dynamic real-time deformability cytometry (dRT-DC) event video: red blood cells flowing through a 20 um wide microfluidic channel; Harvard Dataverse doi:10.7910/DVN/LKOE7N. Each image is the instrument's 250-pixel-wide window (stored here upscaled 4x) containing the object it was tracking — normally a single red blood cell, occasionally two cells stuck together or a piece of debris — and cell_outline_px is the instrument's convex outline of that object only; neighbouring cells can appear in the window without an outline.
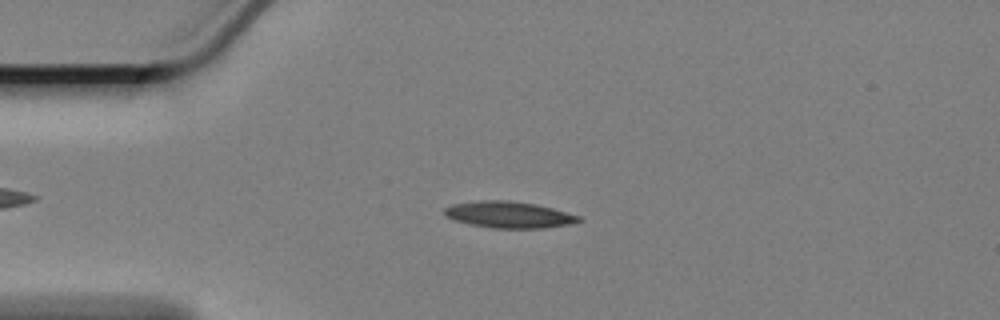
{"species": "Egyptian fruit bat (a non-hibernating species)", "species_latin": "Rousettus aegyptiacus", "temperature_condition": "cold", "stored_images_in_passage": 53, "camera_frame_rate_fps": 3000, "um_per_image_px": 0.085, "animal": {"sex": "female"}, "frame": {"image": 1, "passage_image": 13, "time_ms": 4.0, "image_size_px": [1000, 320], "cell_outline_px": [[584, 220], [568, 224], [544, 228], [492, 228], [468, 224], [452, 220], [444, 216], [444, 208], [452, 204], [480, 200], [508, 200], [536, 204], [552, 208], [580, 216]], "centroid_in_image_um": [43.21, 18.25], "position_along_channel_um": 41.8, "area_um2": 20.87}}
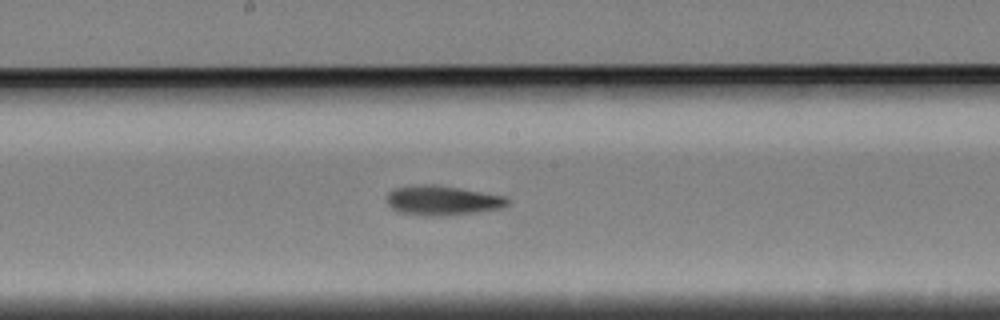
{"frame": {"image": 2, "passage_image": 30, "time_ms": 9.667, "image_size_px": [1000, 320], "cell_outline_px": [[508, 204], [500, 208], [476, 212], [444, 216], [428, 216], [400, 212], [392, 208], [388, 204], [388, 192], [396, 188], [428, 184], [432, 184], [460, 188], [504, 196], [508, 200]], "centroid_in_image_um": [37.6, 17.04], "position_along_channel_um": 210.6, "area_um2": 20.46}}
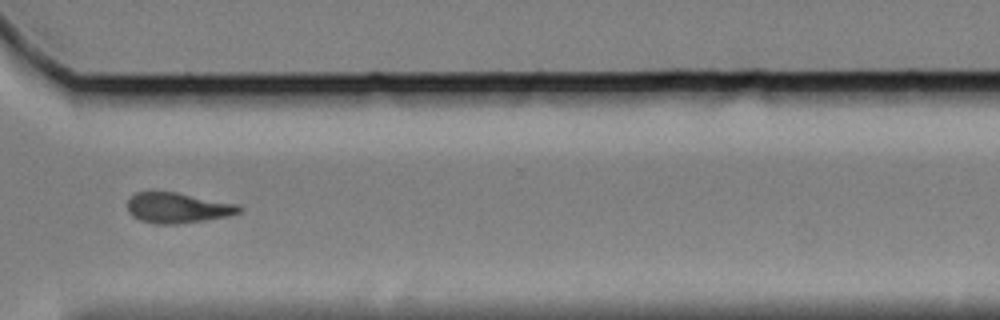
{"frame": {"image": 3, "passage_image": 43, "time_ms": 14.0, "image_size_px": [1000, 320], "cell_outline_px": [[244, 208], [240, 212], [228, 216], [204, 220], [176, 224], [152, 224], [140, 220], [132, 216], [128, 212], [128, 200], [136, 192], [176, 192], [240, 204]], "centroid_in_image_um": [15.12, 17.67], "position_along_channel_um": 355.5, "area_um2": 19.88}, "authors_computed_cell_mechanics": {"area_um2": 19.941, "velocity_mm_per_s": 3.3472, "shape_relaxation_time_tau1_ms": 6.3724, "shape_relaxation_time_tau2_ms": 7.274, "deformation_change_tau1": 0.1631, "deformation_change_tau2": 0.169}}